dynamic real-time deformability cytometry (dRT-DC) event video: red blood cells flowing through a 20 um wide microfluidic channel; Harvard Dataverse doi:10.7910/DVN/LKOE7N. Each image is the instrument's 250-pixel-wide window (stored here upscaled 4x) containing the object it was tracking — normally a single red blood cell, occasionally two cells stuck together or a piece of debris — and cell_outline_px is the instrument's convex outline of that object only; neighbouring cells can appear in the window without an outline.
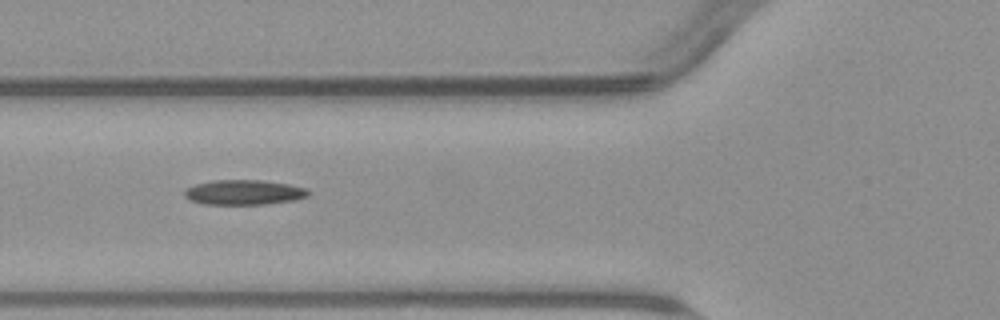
{"species": "common noctule bat (a hibernating species)", "species_latin": "Nyctalus noctula", "temperature_condition": "warm", "stored_images_in_passage": 4, "camera_frame_rate_fps": 3000, "um_per_image_px": 0.085, "animal": {"sex": "male", "body_mass_g": 23.1, "forearm_length_mm": 52.7}, "frame": {"image": 1, "passage_image": 2, "time_ms": 1.0, "image_size_px": [1000, 320], "cell_outline_px": [[308, 196], [296, 200], [264, 204], [204, 204], [192, 200], [184, 196], [184, 192], [188, 188], [196, 184], [212, 180], [260, 180], [288, 184], [304, 188], [308, 192]], "centroid_in_image_um": [20.73, 16.35], "position_along_channel_um": 105.1, "area_um2": 17.74}}
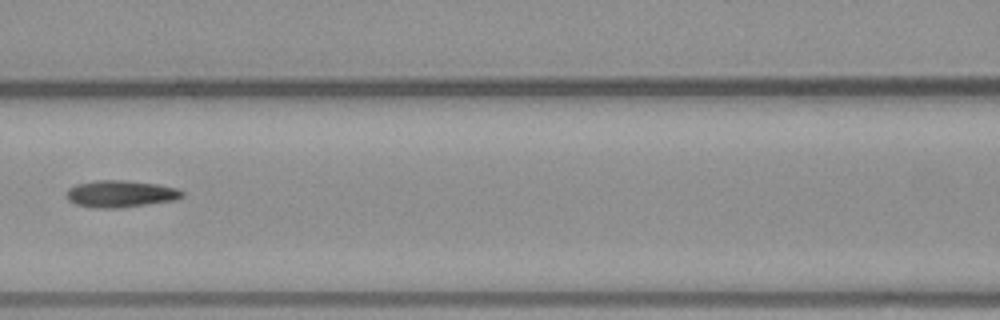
{"frame": {"image": 2, "passage_image": 3, "time_ms": 2.333, "image_size_px": [1000, 320], "cell_outline_px": [[184, 196], [176, 200], [120, 208], [100, 208], [76, 204], [68, 200], [68, 188], [76, 184], [96, 180], [124, 180], [160, 184], [176, 188], [184, 192]], "centroid_in_image_um": [10.29, 16.47], "position_along_channel_um": 156.3, "area_um2": 18.15}}
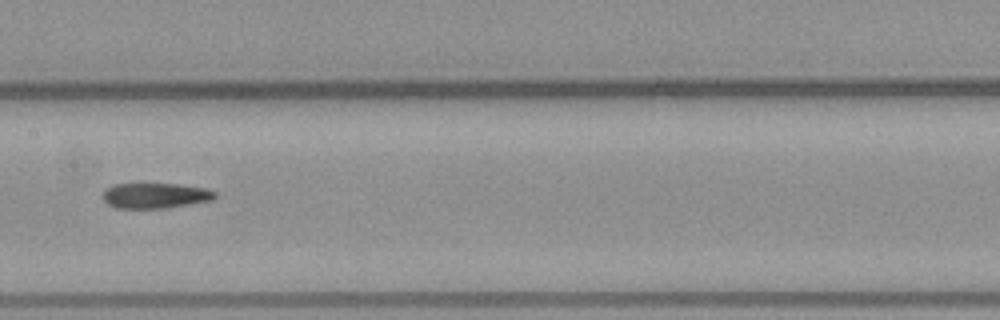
{"frame": {"image": 3, "passage_image": 4, "time_ms": 3.333, "image_size_px": [1000, 320], "cell_outline_px": [[216, 196], [212, 200], [164, 208], [116, 208], [108, 204], [100, 196], [104, 188], [112, 184], [140, 180], [176, 184], [204, 188], [216, 192]], "centroid_in_image_um": [13.06, 16.56], "position_along_channel_um": 194.3, "area_um2": 17.51}}